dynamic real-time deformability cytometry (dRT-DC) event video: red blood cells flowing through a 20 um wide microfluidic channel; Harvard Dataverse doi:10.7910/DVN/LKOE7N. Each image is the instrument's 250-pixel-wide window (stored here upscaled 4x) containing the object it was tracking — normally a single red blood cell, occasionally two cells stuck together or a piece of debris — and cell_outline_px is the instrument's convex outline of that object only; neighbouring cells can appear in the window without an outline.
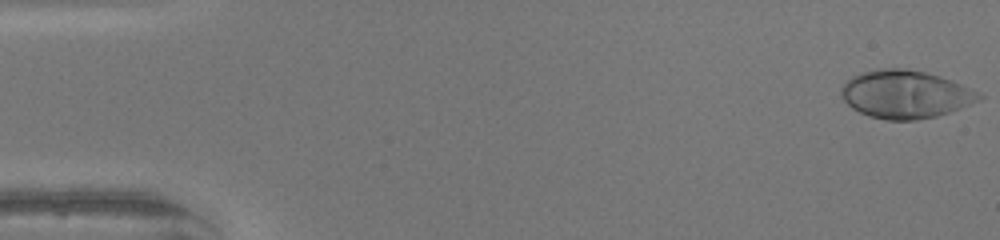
{"species": "human", "species_latin": "Homo sapiens", "temperature_condition": "warm", "stored_images_in_passage": 48, "camera_frame_rate_fps": 3000, "um_per_image_px": 0.085, "donor": {"sex": "female"}, "frame": {"image": 1, "passage_image": 1, "time_ms": 0.0, "image_size_px": [1000, 240], "cell_outline_px": [[984, 96], [980, 100], [948, 112], [936, 116], [916, 120], [884, 120], [868, 116], [852, 108], [840, 96], [840, 88], [852, 76], [860, 72], [876, 68], [908, 68], [940, 76], [952, 80], [980, 92]], "centroid_in_image_um": [76.93, 8.0], "position_along_channel_um": 8.1, "area_um2": 38.73}}
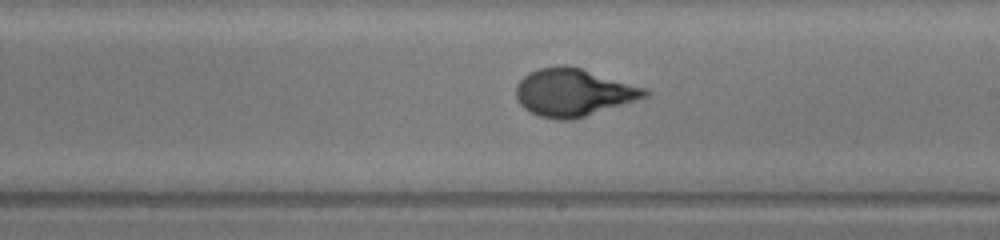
{"frame": {"image": 2, "passage_image": 28, "time_ms": 9.0, "image_size_px": [1000, 240], "cell_outline_px": [[652, 92], [648, 96], [636, 100], [572, 120], [560, 120], [540, 116], [524, 108], [520, 104], [516, 96], [516, 84], [528, 72], [540, 68], [564, 64], [580, 68], [648, 88]], "centroid_in_image_um": [48.75, 7.84], "position_along_channel_um": 240.3, "area_um2": 35.6}}
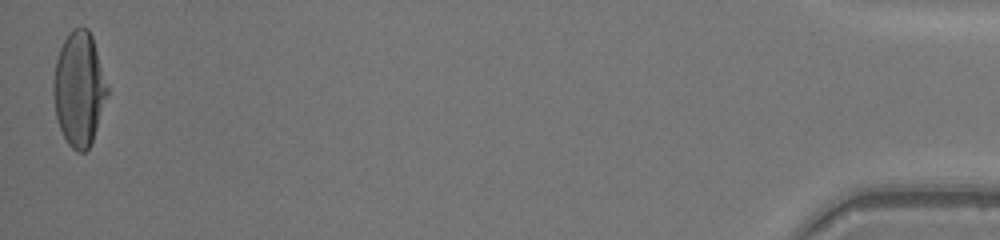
{"frame": {"image": 3, "passage_image": 48, "time_ms": 15.667, "image_size_px": [1000, 240], "cell_outline_px": [[108, 92], [92, 144], [84, 152], [76, 152], [68, 144], [60, 128], [56, 116], [52, 92], [52, 84], [56, 60], [60, 48], [64, 40], [72, 28], [88, 28], [92, 36], [108, 88]], "centroid_in_image_um": [6.7, 7.58], "position_along_channel_um": 428.5, "area_um2": 35.72}, "authors_computed_cell_mechanics": {"area_um2": 35.2002, "velocity_mm_per_s": 4.302, "shape_relaxation_time_tau1_ms": 4.9358, "shape_relaxation_time_tau2_ms": null, "deformation_change_tau1": 0.2844, "deformation_change_tau2": null}}